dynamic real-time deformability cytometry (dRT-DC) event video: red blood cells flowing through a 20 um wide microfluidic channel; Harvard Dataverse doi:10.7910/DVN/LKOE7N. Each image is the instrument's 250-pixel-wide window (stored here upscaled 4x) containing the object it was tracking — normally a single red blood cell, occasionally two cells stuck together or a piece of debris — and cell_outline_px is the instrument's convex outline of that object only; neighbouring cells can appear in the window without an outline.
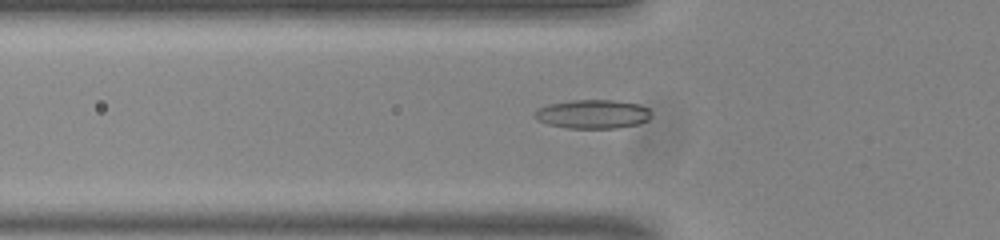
{"species": "common noctule bat (a hibernating species)", "species_latin": "Nyctalus noctula", "temperature_condition": "room temperature", "stored_images_in_passage": 40, "camera_frame_rate_fps": 3000, "um_per_image_px": 0.085, "animal": {"sex": "male", "body_mass_g": 20.0, "forearm_length_mm": 53.3}, "frame": {"image": 1, "passage_image": 4, "time_ms": 1.0, "image_size_px": [1000, 240], "cell_outline_px": [[652, 116], [648, 120], [640, 124], [616, 128], [568, 128], [548, 124], [540, 120], [536, 116], [536, 108], [548, 104], [572, 100], [612, 100], [640, 104], [648, 108], [652, 112]], "centroid_in_image_um": [50.45, 9.69], "position_along_channel_um": 75.4, "area_um2": 19.65}}
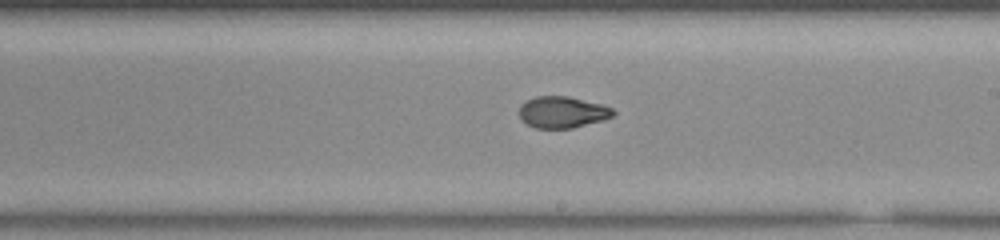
{"frame": {"image": 2, "passage_image": 17, "time_ms": 5.333, "image_size_px": [1000, 240], "cell_outline_px": [[616, 112], [612, 116], [604, 120], [572, 128], [536, 128], [528, 124], [520, 116], [520, 104], [536, 96], [568, 96], [600, 104], [612, 108]], "centroid_in_image_um": [47.82, 9.53], "position_along_channel_um": 241.2, "area_um2": 17.05}}
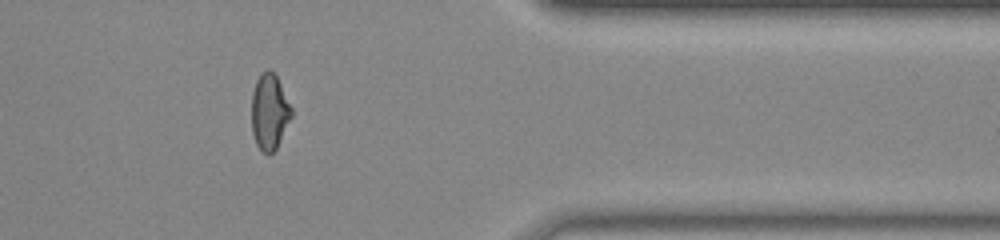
{"frame": {"image": 3, "passage_image": 30, "time_ms": 9.667, "image_size_px": [1000, 240], "cell_outline_px": [[292, 116], [276, 148], [268, 156], [256, 144], [252, 132], [252, 92], [256, 80], [260, 72], [268, 68], [276, 76], [292, 108]], "centroid_in_image_um": [22.89, 9.49], "position_along_channel_um": 388.5, "area_um2": 17.51}, "authors_computed_cell_mechanics": {"area_um2": 17.6579, "velocity_mm_per_s": 3.8133, "shape_relaxation_time_tau1_ms": null, "shape_relaxation_time_tau2_ms": 1.5965, "deformation_change_tau1": null, "deformation_change_tau2": 0.0637}}